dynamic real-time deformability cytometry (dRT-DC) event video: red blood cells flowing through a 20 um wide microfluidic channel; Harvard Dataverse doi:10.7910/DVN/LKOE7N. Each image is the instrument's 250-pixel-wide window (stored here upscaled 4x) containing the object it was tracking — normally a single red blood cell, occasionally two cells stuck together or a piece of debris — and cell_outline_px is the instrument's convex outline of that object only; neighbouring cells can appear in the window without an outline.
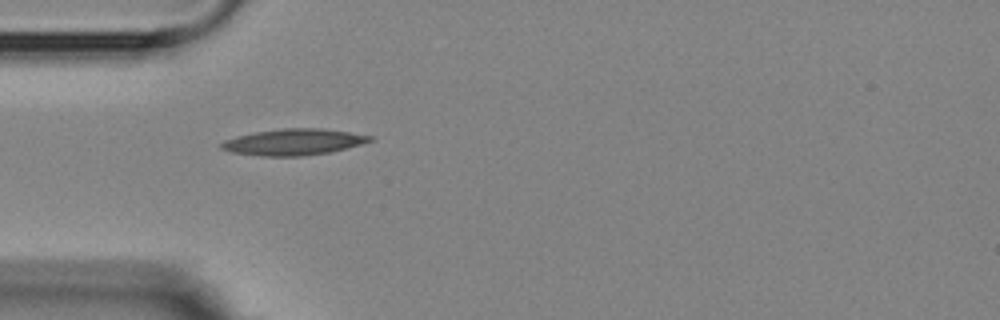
{"species": "Egyptian fruit bat (a non-hibernating species)", "species_latin": "Rousettus aegyptiacus", "temperature_condition": "room temperature", "stored_images_in_passage": 2, "camera_frame_rate_fps": 3000, "um_per_image_px": 0.085, "animal": {"sex": "female"}, "frame": {"image": 1, "passage_image": 1, "time_ms": 0.0, "image_size_px": [1000, 320], "cell_outline_px": [[376, 140], [332, 152], [300, 156], [260, 156], [232, 152], [220, 148], [220, 144], [224, 140], [236, 136], [256, 132], [284, 128], [320, 128], [348, 132], [372, 136]], "centroid_in_image_um": [24.97, 12.07], "position_along_channel_um": 60.0, "area_um2": 22.72}}
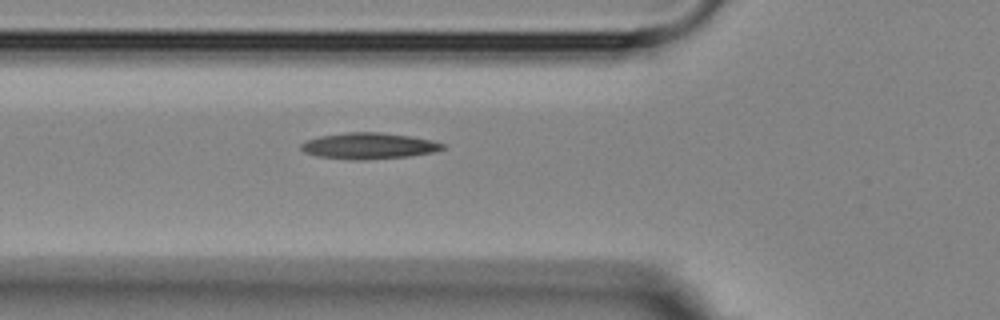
{"frame": {"image": 2, "passage_image": 2, "time_ms": 1.0, "image_size_px": [1000, 320], "cell_outline_px": [[444, 148], [432, 152], [408, 156], [364, 160], [356, 160], [320, 156], [304, 152], [300, 148], [300, 144], [304, 140], [320, 136], [348, 132], [380, 132], [408, 136], [432, 140], [444, 144]], "centroid_in_image_um": [31.31, 12.39], "position_along_channel_um": 94.5, "area_um2": 21.39}}